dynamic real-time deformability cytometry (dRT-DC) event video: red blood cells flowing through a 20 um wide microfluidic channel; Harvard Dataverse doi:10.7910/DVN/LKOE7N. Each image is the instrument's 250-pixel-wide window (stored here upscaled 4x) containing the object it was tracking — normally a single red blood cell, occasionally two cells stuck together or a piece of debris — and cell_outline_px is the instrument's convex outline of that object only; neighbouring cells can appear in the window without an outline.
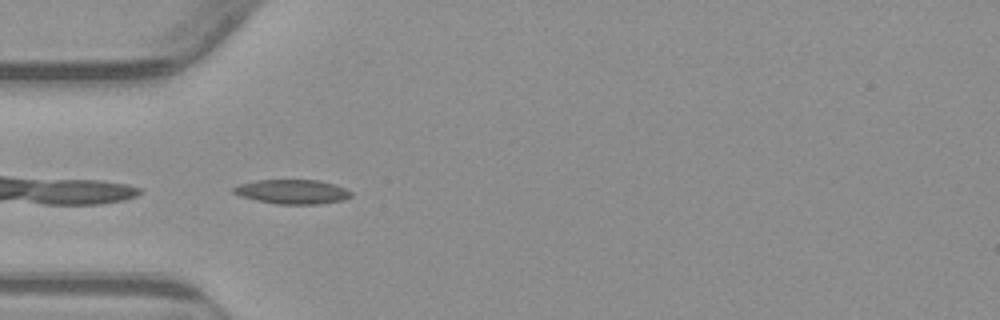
{"species": "common noctule bat (a hibernating species)", "species_latin": "Nyctalus noctula", "temperature_condition": "warm", "stored_images_in_passage": 29, "camera_frame_rate_fps": 3000, "um_per_image_px": 0.085, "animal": {"sex": "male", "body_mass_g": 23.1, "forearm_length_mm": 52.7}, "frame": {"image": 1, "passage_image": 1, "time_ms": 0.0, "image_size_px": [1000, 320], "cell_outline_px": [[352, 196], [344, 200], [320, 204], [280, 204], [256, 200], [240, 196], [232, 192], [232, 188], [240, 184], [256, 180], [320, 180], [336, 184], [352, 192]], "centroid_in_image_um": [24.87, 16.29], "position_along_channel_um": 60.1, "area_um2": 16.76}}
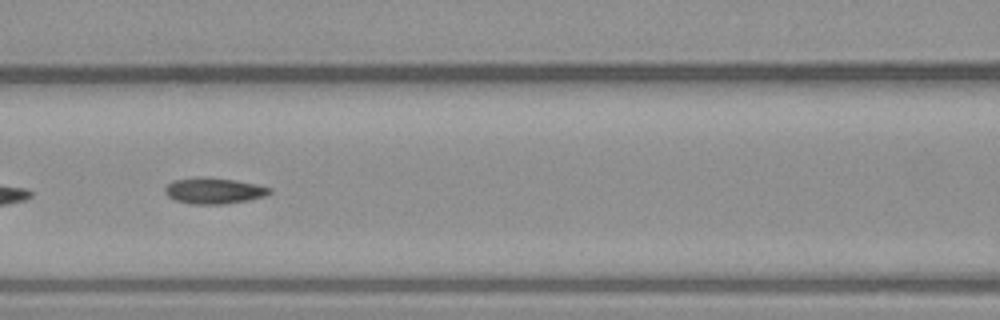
{"frame": {"image": 2, "passage_image": 8, "time_ms": 2.333, "image_size_px": [1000, 320], "cell_outline_px": [[272, 192], [264, 196], [248, 200], [224, 204], [192, 204], [176, 200], [168, 196], [164, 192], [164, 188], [172, 180], [196, 176], [208, 176], [236, 180], [256, 184], [272, 188]], "centroid_in_image_um": [18.16, 16.19], "position_along_channel_um": 148.4, "area_um2": 16.13}}
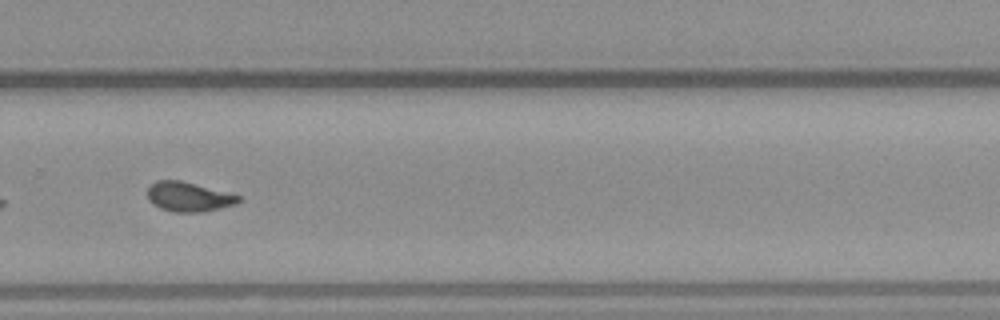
{"frame": {"image": 3, "passage_image": 21, "time_ms": 6.667, "image_size_px": [1000, 320], "cell_outline_px": [[240, 200], [236, 204], [204, 212], [176, 212], [160, 208], [152, 204], [148, 200], [148, 188], [156, 180], [180, 180], [240, 196]], "centroid_in_image_um": [16.0, 16.73], "position_along_channel_um": 313.8, "area_um2": 15.49}}